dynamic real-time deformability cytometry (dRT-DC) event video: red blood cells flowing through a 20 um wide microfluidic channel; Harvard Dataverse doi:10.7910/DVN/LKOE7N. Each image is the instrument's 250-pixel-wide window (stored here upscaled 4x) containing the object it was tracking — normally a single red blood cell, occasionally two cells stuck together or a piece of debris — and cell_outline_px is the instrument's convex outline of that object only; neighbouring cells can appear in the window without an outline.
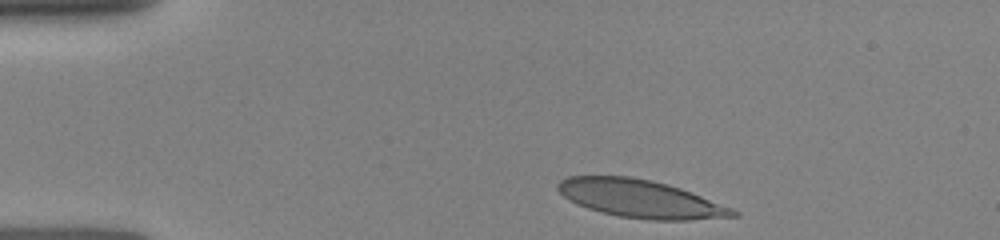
{"species": "human", "species_latin": "Homo sapiens", "temperature_condition": "room temperature", "stored_images_in_passage": 16, "camera_frame_rate_fps": 3000, "um_per_image_px": 0.085, "donor": {"sex": "female"}, "frame": {"image": 1, "passage_image": 1, "time_ms": 0.0, "image_size_px": [1000, 240], "cell_outline_px": [[740, 216], [688, 220], [648, 220], [620, 216], [600, 212], [576, 204], [564, 196], [556, 188], [556, 184], [560, 180], [568, 176], [628, 176], [668, 184], [680, 188], [732, 208], [740, 212]], "centroid_in_image_um": [54.42, 16.9], "position_along_channel_um": 30.6, "area_um2": 38.49}}
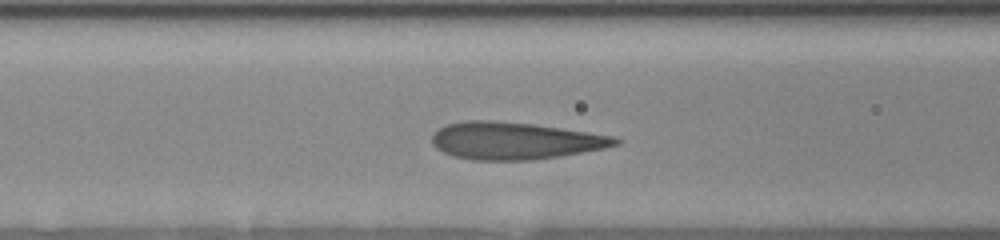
{"frame": {"image": 2, "passage_image": 10, "time_ms": 3.667, "image_size_px": [1000, 240], "cell_outline_px": [[620, 144], [604, 148], [532, 160], [472, 160], [452, 156], [436, 148], [432, 144], [432, 136], [440, 128], [448, 124], [468, 120], [492, 120], [532, 124], [560, 128], [612, 136], [620, 140]], "centroid_in_image_um": [43.71, 11.96], "position_along_channel_um": 122.9, "area_um2": 39.3}}
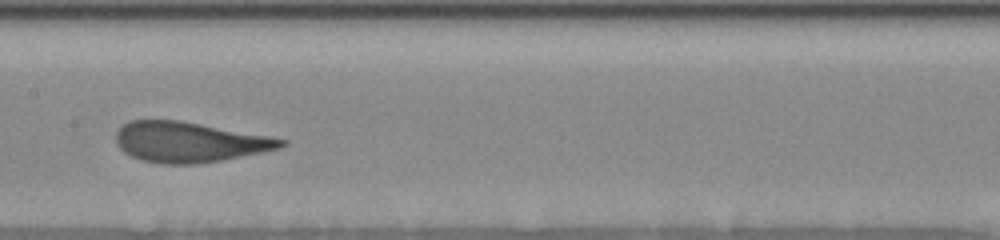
{"frame": {"image": 3, "passage_image": 14, "time_ms": 5.333, "image_size_px": [1000, 240], "cell_outline_px": [[288, 144], [280, 148], [220, 160], [196, 164], [160, 164], [140, 160], [124, 152], [116, 144], [116, 132], [128, 120], [180, 120], [268, 136], [288, 140]], "centroid_in_image_um": [16.05, 12.07], "position_along_channel_um": 191.3, "area_um2": 38.61}}